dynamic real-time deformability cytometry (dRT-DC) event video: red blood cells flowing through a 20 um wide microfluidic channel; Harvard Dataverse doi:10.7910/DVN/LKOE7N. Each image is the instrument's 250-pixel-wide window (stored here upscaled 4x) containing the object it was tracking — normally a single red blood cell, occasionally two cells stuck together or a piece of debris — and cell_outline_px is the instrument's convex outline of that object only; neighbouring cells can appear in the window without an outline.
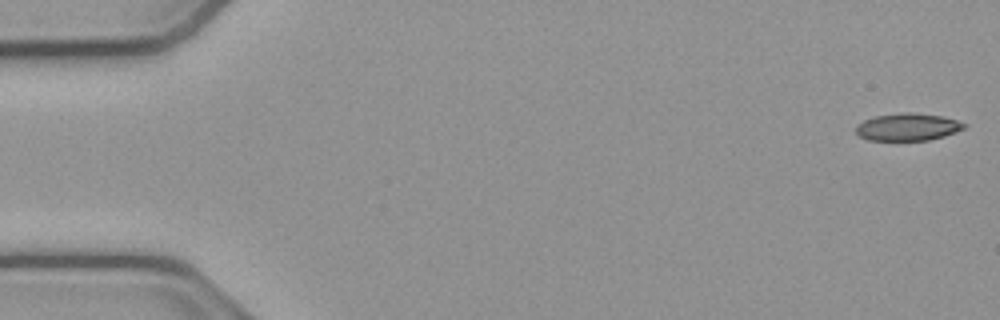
{"species": "common noctule bat (a hibernating species)", "species_latin": "Nyctalus noctula", "temperature_condition": "cold", "stored_images_in_passage": 53, "camera_frame_rate_fps": 3000, "um_per_image_px": 0.085, "animal": {"sex": "male", "body_mass_g": 23.1, "forearm_length_mm": 52.7}, "frame": {"image": 1, "passage_image": 1, "time_ms": 0.0, "image_size_px": [1000, 320], "cell_outline_px": [[968, 124], [964, 128], [956, 132], [944, 136], [928, 140], [868, 140], [860, 136], [856, 132], [856, 124], [864, 120], [876, 116], [908, 112], [912, 112], [940, 116], [956, 120]], "centroid_in_image_um": [77.15, 10.8], "position_along_channel_um": 7.8, "area_um2": 17.11}}
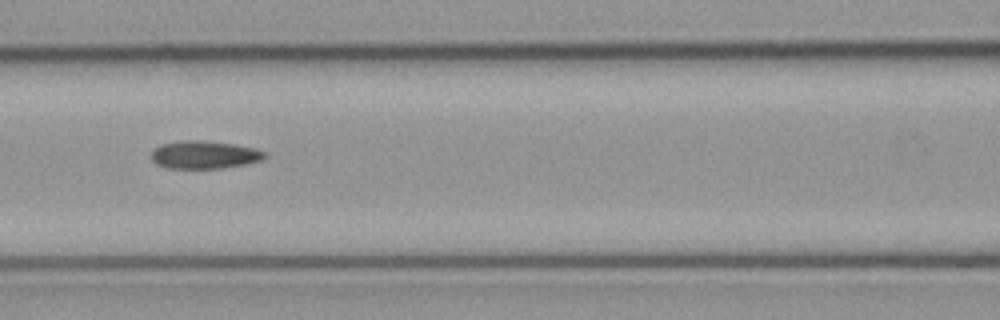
{"frame": {"image": 2, "passage_image": 23, "time_ms": 7.333, "image_size_px": [1000, 320], "cell_outline_px": [[268, 156], [260, 160], [244, 164], [220, 168], [168, 168], [156, 164], [152, 160], [152, 152], [160, 144], [184, 140], [200, 140], [232, 144], [256, 148], [264, 152]], "centroid_in_image_um": [17.36, 13.15], "position_along_channel_um": 149.2, "area_um2": 18.21}}
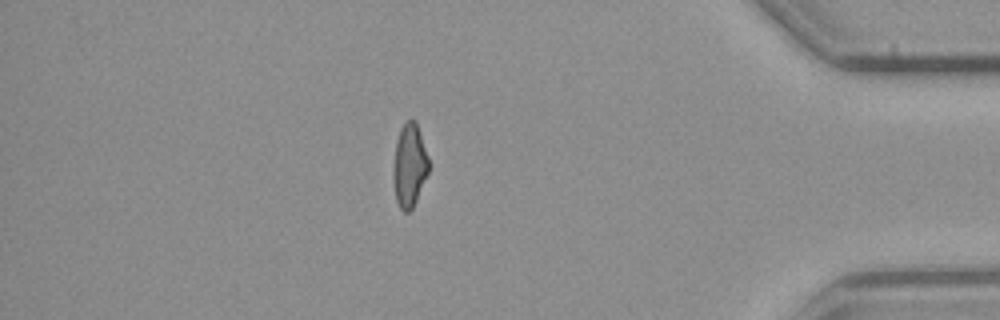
{"frame": {"image": 3, "passage_image": 46, "time_ms": 15.0, "image_size_px": [1000, 320], "cell_outline_px": [[428, 172], [416, 200], [412, 208], [408, 212], [404, 212], [400, 208], [396, 200], [392, 176], [392, 168], [396, 140], [400, 128], [408, 120], [416, 120], [428, 156]], "centroid_in_image_um": [34.78, 14.05], "position_along_channel_um": 400.4, "area_um2": 17.22}, "authors_computed_cell_mechanics": {"area_um2": 18.0336, "velocity_mm_per_s": 3.8278, "shape_relaxation_time_tau1_ms": null, "shape_relaxation_time_tau2_ms": 5.1713, "deformation_change_tau1": null, "deformation_change_tau2": 0.132}}